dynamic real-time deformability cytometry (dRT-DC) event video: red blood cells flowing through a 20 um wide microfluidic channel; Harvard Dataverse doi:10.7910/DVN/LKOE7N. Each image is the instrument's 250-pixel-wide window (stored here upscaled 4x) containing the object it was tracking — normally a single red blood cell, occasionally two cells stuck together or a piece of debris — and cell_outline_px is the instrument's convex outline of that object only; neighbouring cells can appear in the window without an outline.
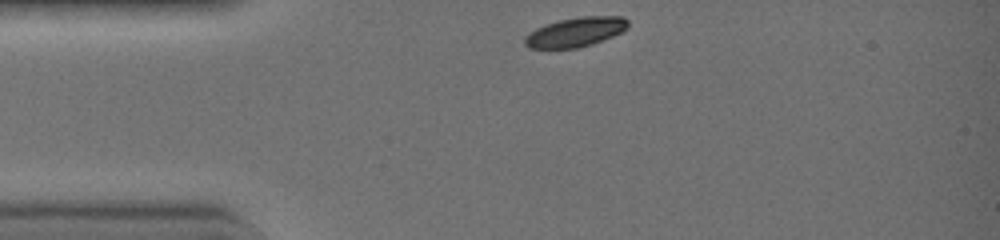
{"species": "common noctule bat (a hibernating species)", "species_latin": "Nyctalus noctula", "temperature_condition": "warm", "stored_images_in_passage": 29, "camera_frame_rate_fps": 3000, "um_per_image_px": 0.085, "animal": {"sex": "female", "body_mass_g": 19.0, "forearm_length_mm": 51.5}, "frame": {"image": 1, "passage_image": 1, "time_ms": 0.0, "image_size_px": [1000, 240], "cell_outline_px": [[628, 28], [612, 36], [592, 44], [576, 48], [528, 48], [524, 44], [524, 36], [536, 28], [544, 24], [560, 20], [580, 16], [624, 16], [628, 20]], "centroid_in_image_um": [48.9, 2.72], "position_along_channel_um": 36.1, "area_um2": 17.74}}
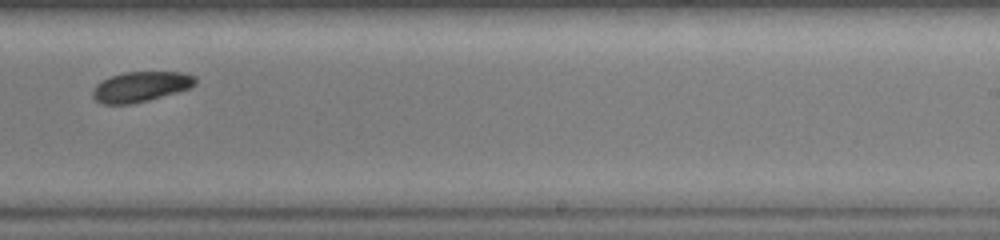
{"frame": {"image": 2, "passage_image": 19, "time_ms": 6.0, "image_size_px": [1000, 240], "cell_outline_px": [[196, 84], [188, 88], [176, 92], [148, 100], [128, 104], [104, 104], [96, 100], [92, 96], [92, 92], [96, 84], [112, 76], [124, 72], [184, 72], [196, 76]], "centroid_in_image_um": [11.97, 7.36], "position_along_channel_um": 277.0, "area_um2": 17.86}}
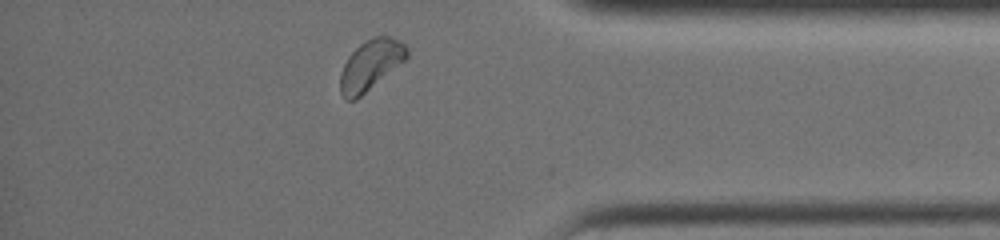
{"frame": {"image": 3, "passage_image": 28, "time_ms": 9.0, "image_size_px": [1000, 240], "cell_outline_px": [[408, 56], [404, 60], [356, 100], [348, 100], [340, 92], [340, 72], [348, 56], [360, 44], [376, 36], [392, 36], [404, 44], [408, 48]], "centroid_in_image_um": [31.49, 5.51], "position_along_channel_um": 403.7, "area_um2": 19.13}, "authors_computed_cell_mechanics": {"area_um2": 18.3804, "velocity_mm_per_s": 4.5325, "shape_relaxation_time_tau1_ms": 1.6692, "shape_relaxation_time_tau2_ms": 4.2741, "deformation_change_tau1": 0.0752, "deformation_change_tau2": 0.0558}}